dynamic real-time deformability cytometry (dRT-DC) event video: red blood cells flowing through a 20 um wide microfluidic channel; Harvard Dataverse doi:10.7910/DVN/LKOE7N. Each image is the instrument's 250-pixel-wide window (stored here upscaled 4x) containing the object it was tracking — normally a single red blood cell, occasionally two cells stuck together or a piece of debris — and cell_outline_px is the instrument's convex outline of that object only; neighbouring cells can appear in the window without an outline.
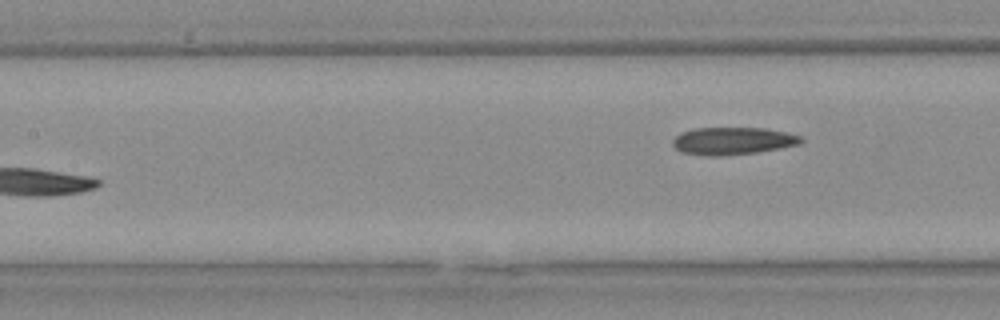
{"species": "Egyptian fruit bat (a non-hibernating species)", "species_latin": "Rousettus aegyptiacus", "temperature_condition": "warm", "stored_images_in_passage": 10, "segment_of_instrument_passage": [2, 2], "camera_frame_rate_fps": 3000, "um_per_image_px": 0.085, "animal": {"sex": "female"}, "frame": {"image": 1, "passage_image": 10, "time_ms": 3.0, "image_size_px": [1000, 320], "cell_outline_px": [[804, 140], [800, 144], [780, 148], [756, 152], [720, 156], [708, 156], [680, 152], [672, 144], [672, 140], [680, 132], [696, 128], [764, 128], [788, 132], [800, 136]], "centroid_in_image_um": [62.27, 11.97], "position_along_channel_um": 145.1, "area_um2": 20.58}}